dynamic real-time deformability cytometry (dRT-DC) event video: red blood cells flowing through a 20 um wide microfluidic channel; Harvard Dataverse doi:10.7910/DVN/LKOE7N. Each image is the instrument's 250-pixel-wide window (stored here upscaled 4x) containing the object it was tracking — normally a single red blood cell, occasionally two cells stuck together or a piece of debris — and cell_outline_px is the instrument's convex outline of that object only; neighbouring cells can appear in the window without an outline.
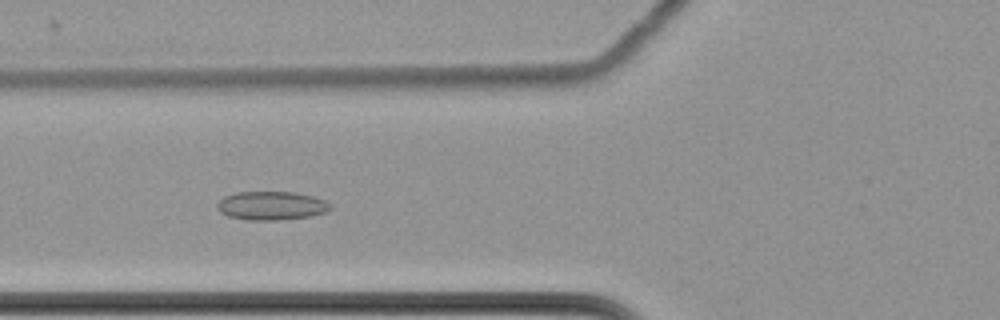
{"species": "common noctule bat (a hibernating species)", "species_latin": "Nyctalus noctula", "temperature_condition": "cold", "stored_images_in_passage": 63, "camera_frame_rate_fps": 3000, "um_per_image_px": 0.085, "animal": {"sex": "female", "body_mass_g": 22.7, "forearm_length_mm": 54.2}, "frame": {"image": 1, "passage_image": 27, "time_ms": 8.667, "image_size_px": [1000, 320], "cell_outline_px": [[332, 208], [328, 212], [308, 216], [280, 220], [248, 220], [228, 216], [220, 212], [216, 208], [216, 204], [224, 196], [236, 192], [292, 192], [312, 196], [324, 200], [332, 204]], "centroid_in_image_um": [23.06, 17.48], "position_along_channel_um": 102.7, "area_um2": 18.96}}
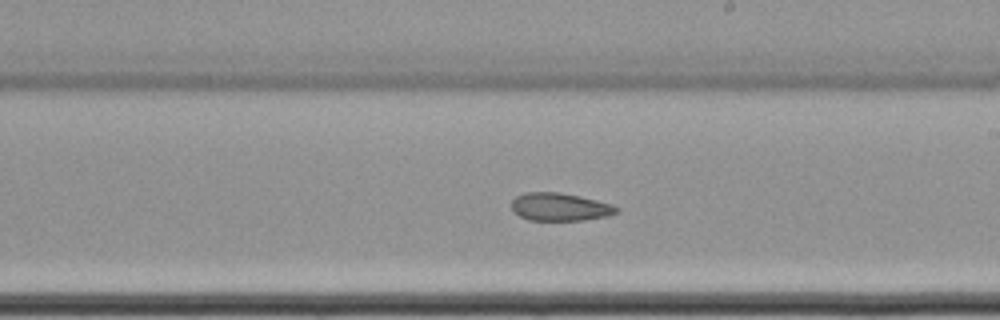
{"frame": {"image": 2, "passage_image": 39, "time_ms": 12.667, "image_size_px": [1000, 320], "cell_outline_px": [[620, 208], [616, 212], [608, 216], [584, 220], [528, 220], [512, 212], [512, 200], [516, 196], [524, 192], [560, 192], [580, 196], [612, 204]], "centroid_in_image_um": [47.57, 17.58], "position_along_channel_um": 241.4, "area_um2": 17.17}}
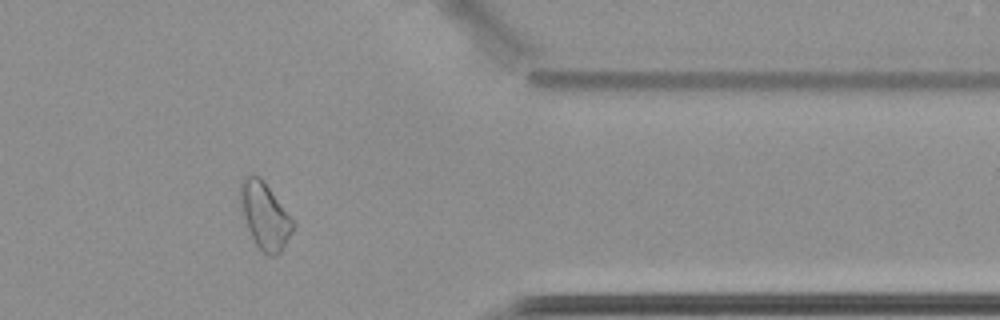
{"frame": {"image": 3, "passage_image": 53, "time_ms": 17.333, "image_size_px": [1000, 320], "cell_outline_px": [[296, 224], [292, 232], [280, 252], [272, 256], [268, 256], [256, 244], [248, 228], [240, 204], [240, 180], [244, 176], [260, 176]], "centroid_in_image_um": [22.51, 18.32], "position_along_channel_um": 388.9, "area_um2": 19.94}, "authors_computed_cell_mechanics": {"area_um2": 19.941, "velocity_mm_per_s": 3.4665, "shape_relaxation_time_tau1_ms": null, "shape_relaxation_time_tau2_ms": 4.1928, "deformation_change_tau1": null, "deformation_change_tau2": 0.0834}}